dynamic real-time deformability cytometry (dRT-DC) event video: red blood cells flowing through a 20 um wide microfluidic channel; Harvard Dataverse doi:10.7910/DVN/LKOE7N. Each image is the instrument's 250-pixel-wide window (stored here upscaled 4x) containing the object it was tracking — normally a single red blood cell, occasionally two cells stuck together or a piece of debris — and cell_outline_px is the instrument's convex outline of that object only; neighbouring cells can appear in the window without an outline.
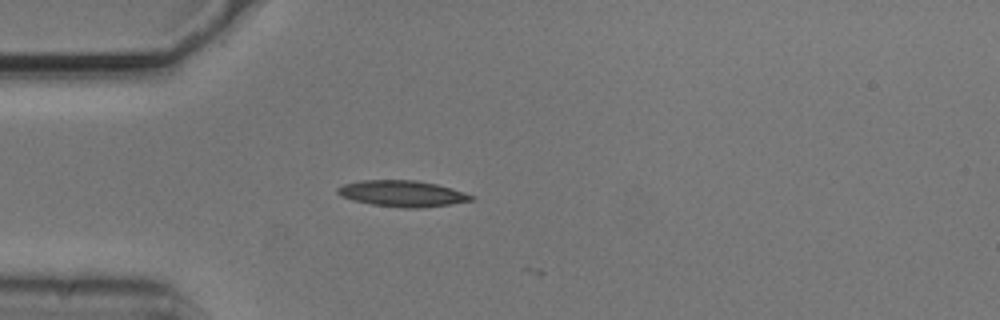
{"species": "common noctule bat (a hibernating species)", "species_latin": "Nyctalus noctula", "temperature_condition": "cold", "stored_images_in_passage": 3, "camera_frame_rate_fps": 3000, "um_per_image_px": 0.085, "animal": {"sex": "male", "body_mass_g": 20.5, "forearm_length_mm": 52.5}, "frame": {"image": 1, "passage_image": 2, "time_ms": 0.333, "image_size_px": [1000, 320], "cell_outline_px": [[476, 196], [472, 200], [424, 208], [404, 208], [372, 204], [352, 200], [340, 196], [336, 192], [336, 188], [344, 184], [360, 180], [416, 180], [436, 184], [452, 188]], "centroid_in_image_um": [34.18, 16.45], "position_along_channel_um": 50.8, "area_um2": 20.4}}